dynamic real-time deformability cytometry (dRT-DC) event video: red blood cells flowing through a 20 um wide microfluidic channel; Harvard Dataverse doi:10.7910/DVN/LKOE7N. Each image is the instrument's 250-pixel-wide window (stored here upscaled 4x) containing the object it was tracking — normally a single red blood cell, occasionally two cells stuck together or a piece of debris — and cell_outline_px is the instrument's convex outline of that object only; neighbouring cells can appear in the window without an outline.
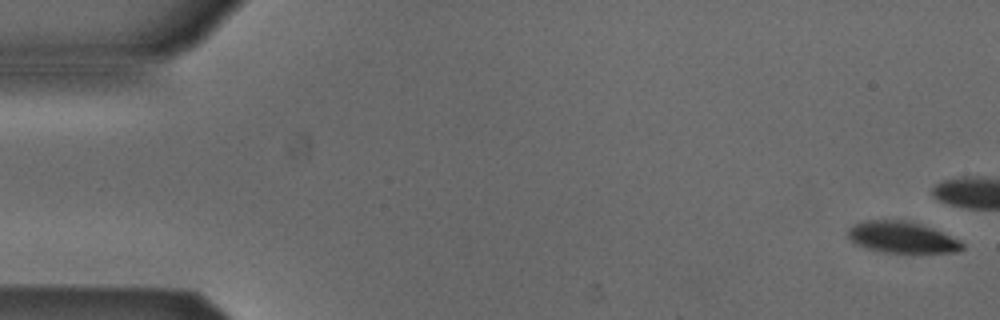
{"species": "Egyptian fruit bat (a non-hibernating species)", "species_latin": "Rousettus aegyptiacus", "temperature_condition": "cold", "stored_images_in_passage": 23, "camera_frame_rate_fps": 3000, "um_per_image_px": 0.085, "animal": {"sex": "male"}, "frame": {"image": 1, "passage_image": 1, "time_ms": 0.0, "image_size_px": [1000, 320], "cell_outline_px": [[964, 248], [956, 252], [884, 252], [868, 248], [856, 244], [848, 236], [848, 232], [856, 224], [868, 220], [900, 220], [920, 224], [960, 240], [964, 244]], "centroid_in_image_um": [76.69, 20.18], "position_along_channel_um": 8.3, "area_um2": 20.23}}